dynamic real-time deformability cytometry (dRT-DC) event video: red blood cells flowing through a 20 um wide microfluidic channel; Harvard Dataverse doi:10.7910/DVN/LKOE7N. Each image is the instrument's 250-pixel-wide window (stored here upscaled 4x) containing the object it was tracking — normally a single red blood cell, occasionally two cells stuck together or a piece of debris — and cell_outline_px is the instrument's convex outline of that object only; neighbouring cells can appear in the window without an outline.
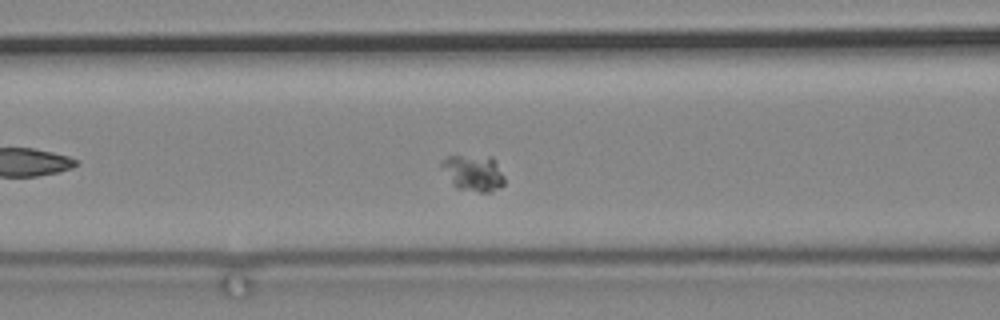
{"species": "common noctule bat (a hibernating species)", "species_latin": "Nyctalus noctula", "temperature_condition": "cold", "stored_images_in_passage": 38, "camera_frame_rate_fps": 3000, "um_per_image_px": 0.085, "animal": {"sex": "male", "body_mass_g": 19.2, "forearm_length_mm": 51.8}, "frame": {"image": 1, "passage_image": 7, "time_ms": 2.0, "image_size_px": [1000, 320], "cell_outline_px": [[504, 184], [492, 192], [480, 192], [456, 188], [440, 164], [448, 156], [492, 156], [504, 176]], "centroid_in_image_um": [40.27, 14.7], "position_along_channel_um": 126.3, "area_um2": 13.01}}
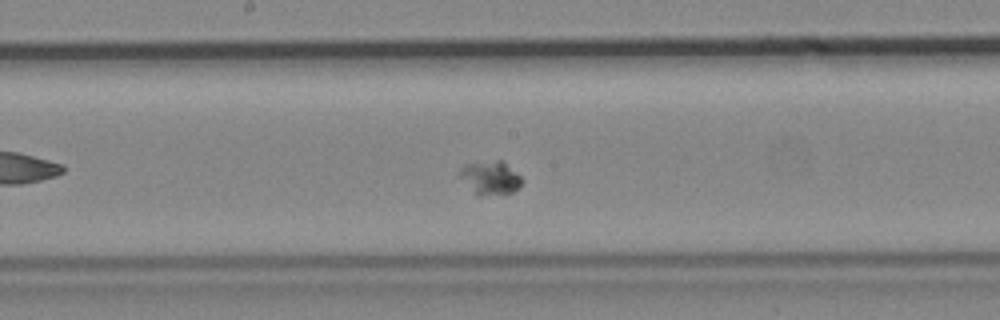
{"frame": {"image": 2, "passage_image": 15, "time_ms": 4.667, "image_size_px": [1000, 320], "cell_outline_px": [[524, 180], [512, 192], [480, 196], [476, 196], [460, 176], [460, 168], [464, 164], [496, 160], [500, 160], [520, 176]], "centroid_in_image_um": [41.65, 15.12], "position_along_channel_um": 206.6, "area_um2": 11.85}}
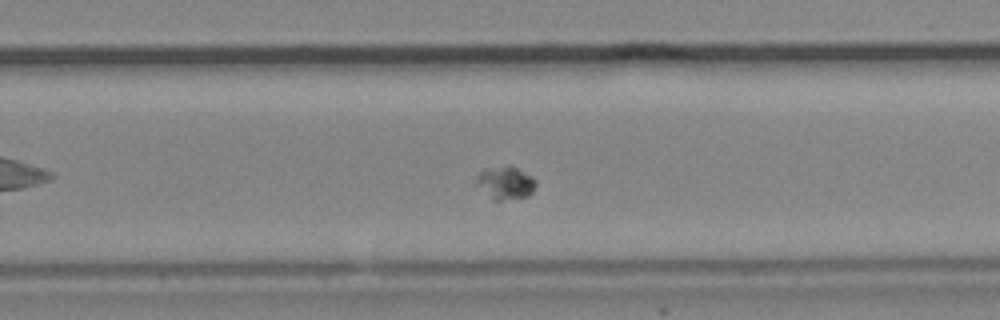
{"frame": {"image": 3, "passage_image": 23, "time_ms": 7.333, "image_size_px": [1000, 320], "cell_outline_px": [[536, 184], [532, 192], [528, 196], [500, 200], [492, 200], [472, 184], [476, 176], [484, 168], [508, 164], [532, 176], [536, 180]], "centroid_in_image_um": [42.87, 15.52], "position_along_channel_um": 286.9, "area_um2": 11.85}}